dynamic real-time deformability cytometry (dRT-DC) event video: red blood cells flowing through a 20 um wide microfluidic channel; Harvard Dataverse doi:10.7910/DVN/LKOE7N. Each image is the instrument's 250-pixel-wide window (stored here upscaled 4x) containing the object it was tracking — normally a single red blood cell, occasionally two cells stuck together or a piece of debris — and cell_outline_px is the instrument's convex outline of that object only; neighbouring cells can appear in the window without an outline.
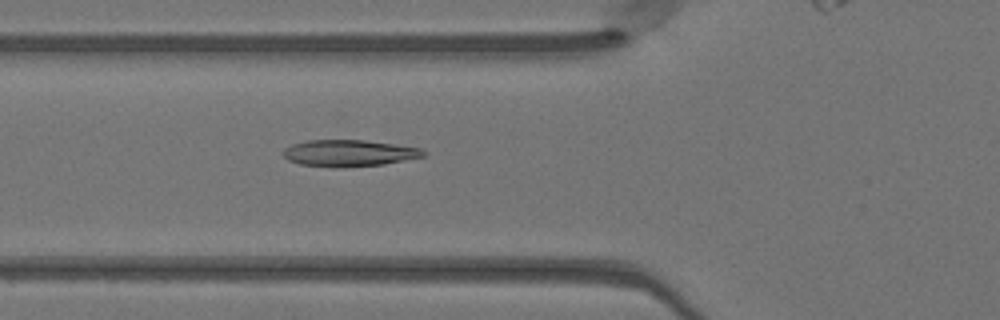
{"species": "Egyptian fruit bat (a non-hibernating species)", "species_latin": "Rousettus aegyptiacus", "temperature_condition": "warm", "stored_images_in_passage": 50, "camera_frame_rate_fps": 3000, "um_per_image_px": 0.085, "animal": {"sex": "female"}, "frame": {"image": 1, "passage_image": 18, "time_ms": 5.667, "image_size_px": [1000, 320], "cell_outline_px": [[424, 156], [384, 164], [340, 168], [336, 168], [300, 164], [288, 160], [280, 152], [284, 148], [292, 144], [308, 140], [364, 140], [420, 148], [424, 152]], "centroid_in_image_um": [29.59, 13.02], "position_along_channel_um": 96.2, "area_um2": 21.68}}
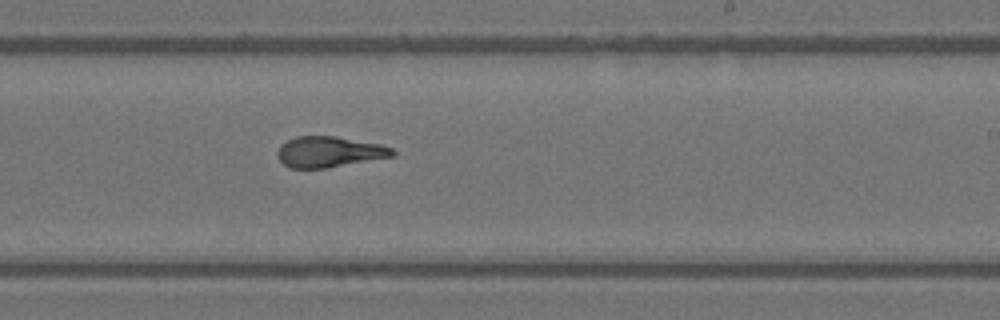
{"frame": {"image": 2, "passage_image": 30, "time_ms": 9.667, "image_size_px": [1000, 320], "cell_outline_px": [[396, 156], [328, 168], [288, 168], [276, 156], [276, 152], [280, 144], [296, 136], [336, 136], [380, 144], [392, 148], [396, 152]], "centroid_in_image_um": [27.98, 12.91], "position_along_channel_um": 261.0, "area_um2": 20.92}}
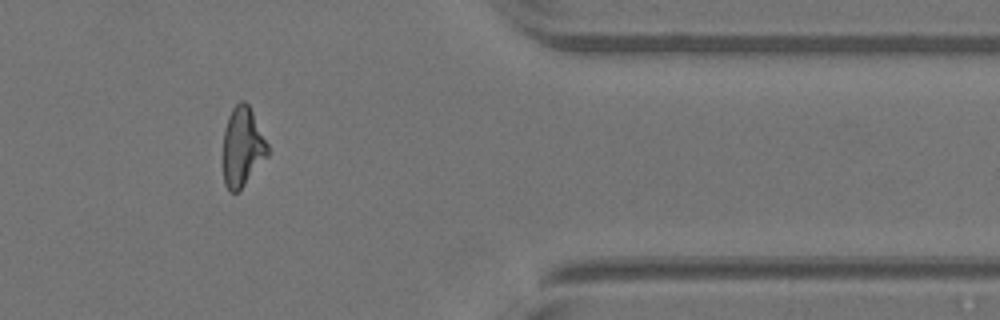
{"frame": {"image": 3, "passage_image": 41, "time_ms": 13.333, "image_size_px": [1000, 320], "cell_outline_px": [[268, 156], [244, 184], [236, 192], [228, 192], [224, 184], [224, 128], [228, 116], [232, 108], [240, 100], [244, 100], [248, 104], [268, 144]], "centroid_in_image_um": [20.6, 12.47], "position_along_channel_um": 390.8, "area_um2": 20.35}, "authors_computed_cell_mechanics": {"area_um2": 21.4438, "velocity_mm_per_s": 4.1159, "shape_relaxation_time_tau1_ms": 5.3244, "shape_relaxation_time_tau2_ms": 1.3622, "deformation_change_tau1": 0.2337, "deformation_change_tau2": 0.1005}}